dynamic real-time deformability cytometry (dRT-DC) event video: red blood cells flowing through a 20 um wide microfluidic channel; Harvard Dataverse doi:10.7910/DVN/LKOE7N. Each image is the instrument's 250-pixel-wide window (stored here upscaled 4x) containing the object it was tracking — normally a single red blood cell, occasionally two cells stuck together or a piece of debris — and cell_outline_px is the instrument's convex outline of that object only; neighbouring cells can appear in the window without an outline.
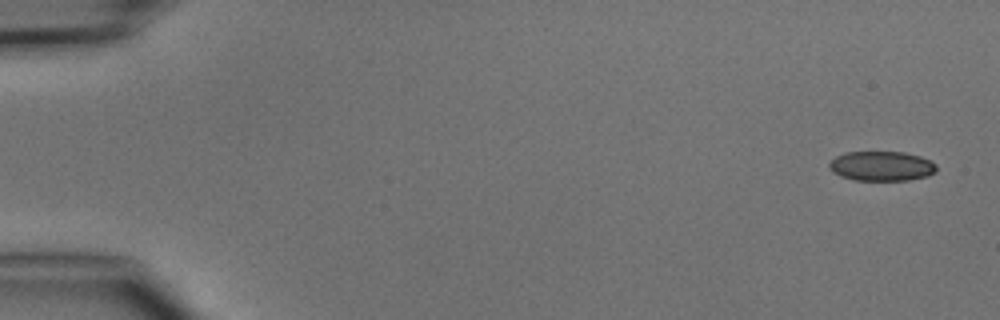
{"species": "common noctule bat (a hibernating species)", "species_latin": "Nyctalus noctula", "temperature_condition": "cold", "stored_images_in_passage": 5, "camera_frame_rate_fps": 3000, "um_per_image_px": 0.085, "animal": {"sex": "male", "body_mass_g": 15.6}, "frame": {"image": 1, "passage_image": 1, "time_ms": 0.0, "image_size_px": [1000, 320], "cell_outline_px": [[936, 172], [928, 176], [908, 180], [852, 180], [840, 176], [832, 172], [828, 168], [828, 164], [836, 156], [848, 152], [904, 152], [920, 156], [936, 164]], "centroid_in_image_um": [74.92, 14.12], "position_along_channel_um": 10.1, "area_um2": 18.61}}
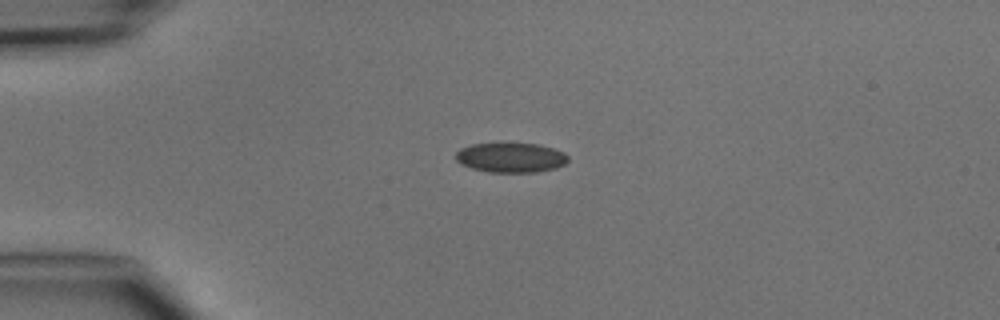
{"frame": {"image": 2, "passage_image": 4, "time_ms": 3.333, "image_size_px": [1000, 320], "cell_outline_px": [[568, 160], [564, 164], [556, 168], [536, 172], [488, 172], [472, 168], [460, 164], [456, 160], [456, 152], [460, 148], [472, 144], [504, 140], [536, 144], [552, 148], [564, 152], [568, 156]], "centroid_in_image_um": [43.38, 13.35], "position_along_channel_um": 41.6, "area_um2": 20.23}}